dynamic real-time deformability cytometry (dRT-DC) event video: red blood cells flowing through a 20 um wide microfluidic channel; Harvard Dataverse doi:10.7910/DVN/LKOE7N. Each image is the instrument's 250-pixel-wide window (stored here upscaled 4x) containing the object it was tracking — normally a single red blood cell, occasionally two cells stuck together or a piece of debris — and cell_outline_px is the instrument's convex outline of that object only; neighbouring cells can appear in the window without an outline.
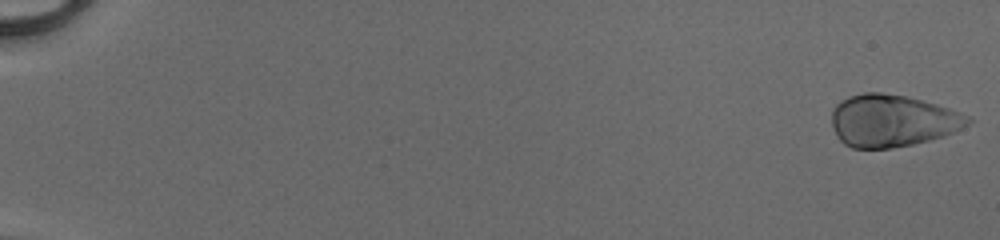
{"species": "human", "species_latin": "Homo sapiens", "temperature_condition": "cold", "stored_images_in_passage": 51, "camera_frame_rate_fps": 3000, "um_per_image_px": 0.085, "donor": {"sex": "male"}, "frame": {"image": 1, "passage_image": 1, "time_ms": 0.0, "image_size_px": [1000, 240], "cell_outline_px": [[972, 120], [968, 124], [956, 132], [944, 136], [912, 144], [892, 148], [852, 148], [844, 144], [840, 140], [832, 124], [832, 108], [840, 100], [848, 96], [864, 92], [880, 92], [904, 96], [936, 104], [960, 112], [968, 116]], "centroid_in_image_um": [75.83, 10.25], "position_along_channel_um": 9.2, "area_um2": 41.33}}
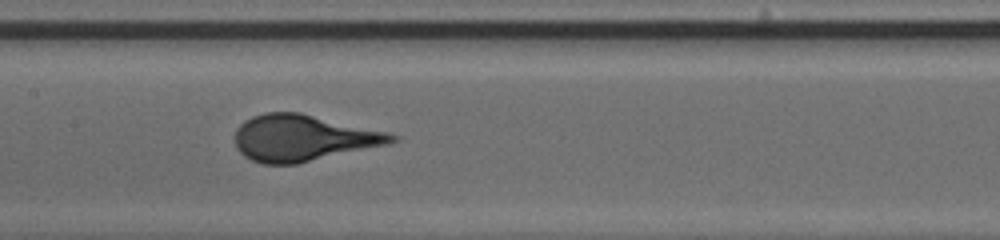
{"frame": {"image": 2, "passage_image": 28, "time_ms": 9.0, "image_size_px": [1000, 240], "cell_outline_px": [[400, 140], [388, 144], [296, 164], [264, 164], [252, 160], [244, 156], [236, 148], [236, 128], [244, 120], [252, 116], [264, 112], [300, 112], [392, 132], [400, 136]], "centroid_in_image_um": [25.81, 11.71], "position_along_channel_um": 181.6, "area_um2": 42.71}}
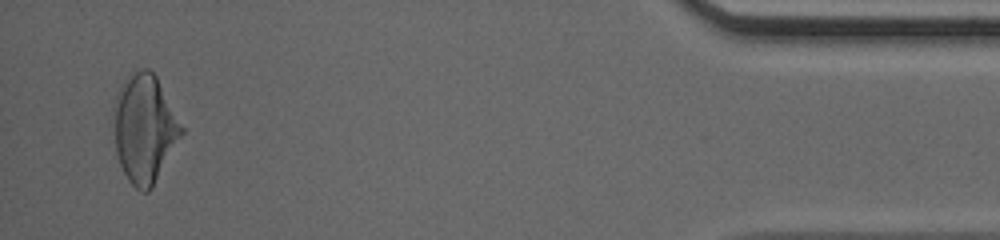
{"frame": {"image": 3, "passage_image": 50, "time_ms": 16.333, "image_size_px": [1000, 240], "cell_outline_px": [[184, 132], [152, 188], [148, 192], [140, 192], [128, 180], [120, 164], [116, 152], [112, 108], [116, 92], [128, 72], [144, 68], [148, 68], [156, 76], [184, 128]], "centroid_in_image_um": [12.26, 10.9], "position_along_channel_um": 422.9, "area_um2": 43.12}}